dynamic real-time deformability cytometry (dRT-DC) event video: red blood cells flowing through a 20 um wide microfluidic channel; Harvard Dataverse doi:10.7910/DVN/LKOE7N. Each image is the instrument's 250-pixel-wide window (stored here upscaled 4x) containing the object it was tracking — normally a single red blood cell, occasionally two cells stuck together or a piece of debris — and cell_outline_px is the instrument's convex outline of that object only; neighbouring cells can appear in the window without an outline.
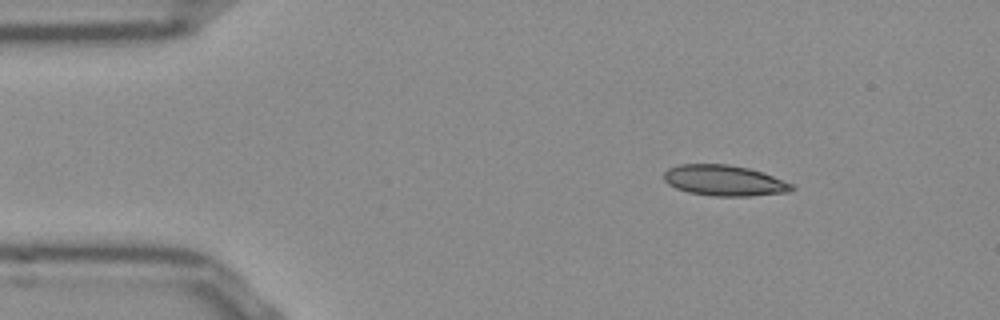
{"species": "Egyptian fruit bat (a non-hibernating species)", "species_latin": "Rousettus aegyptiacus", "temperature_condition": "room temperature", "stored_images_in_passage": 21, "camera_frame_rate_fps": 3000, "um_per_image_px": 0.085, "frame": {"image": 1, "passage_image": 1, "time_ms": 0.0, "image_size_px": [1000, 320], "cell_outline_px": [[796, 188], [788, 192], [752, 196], [712, 196], [688, 192], [676, 188], [668, 184], [664, 180], [664, 172], [668, 168], [680, 164], [728, 164], [748, 168], [772, 176], [792, 184]], "centroid_in_image_um": [61.54, 15.35], "position_along_channel_um": 23.5, "area_um2": 22.83}}
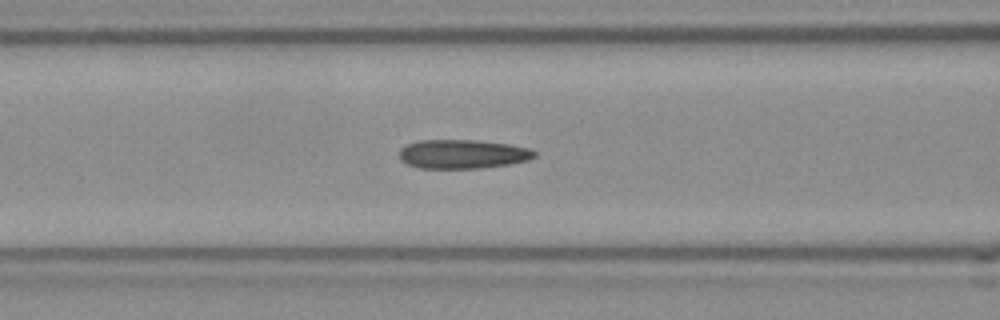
{"frame": {"image": 2, "passage_image": 14, "time_ms": 4.333, "image_size_px": [1000, 320], "cell_outline_px": [[536, 156], [528, 160], [508, 164], [480, 168], [420, 168], [408, 164], [400, 160], [400, 148], [408, 144], [420, 140], [476, 140], [508, 144], [528, 148], [536, 152]], "centroid_in_image_um": [39.31, 13.09], "position_along_channel_um": 127.3, "area_um2": 22.72}}
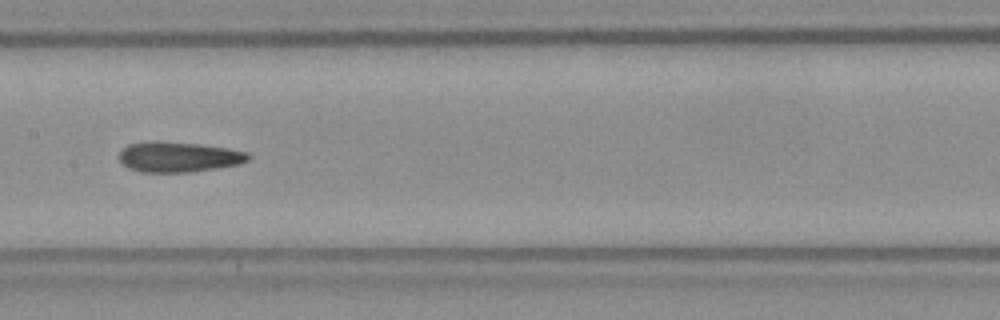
{"frame": {"image": 3, "passage_image": 19, "time_ms": 6.0, "image_size_px": [1000, 320], "cell_outline_px": [[248, 160], [240, 164], [220, 168], [188, 172], [140, 172], [128, 168], [120, 160], [120, 152], [128, 144], [200, 144], [228, 148], [248, 152]], "centroid_in_image_um": [15.26, 13.39], "position_along_channel_um": 192.1, "area_um2": 21.85}}